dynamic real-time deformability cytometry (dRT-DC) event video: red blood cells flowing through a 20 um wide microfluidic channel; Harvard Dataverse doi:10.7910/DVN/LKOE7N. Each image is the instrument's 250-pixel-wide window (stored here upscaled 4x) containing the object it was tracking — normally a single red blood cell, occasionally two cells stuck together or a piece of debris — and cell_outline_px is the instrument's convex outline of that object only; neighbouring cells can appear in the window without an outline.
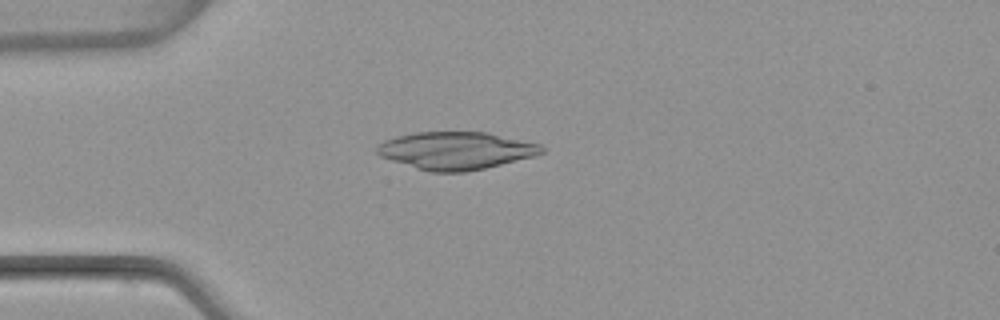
{"species": "common noctule bat (a hibernating species)", "species_latin": "Nyctalus noctula", "temperature_condition": "warm", "stored_images_in_passage": 50, "camera_frame_rate_fps": 3000, "um_per_image_px": 0.085, "animal": {"sex": "female", "body_mass_g": 22.7, "forearm_length_mm": 54.2}, "frame": {"image": 1, "passage_image": 13, "time_ms": 4.0, "image_size_px": [1000, 320], "cell_outline_px": [[544, 152], [536, 156], [468, 172], [432, 172], [416, 168], [380, 156], [376, 152], [376, 144], [384, 140], [396, 136], [416, 132], [488, 132], [540, 144], [544, 148]], "centroid_in_image_um": [38.76, 12.8], "position_along_channel_um": 46.2, "area_um2": 36.18}}
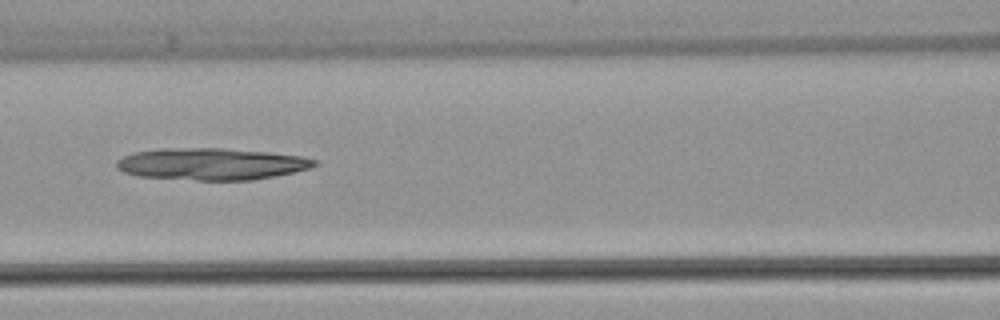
{"frame": {"image": 2, "passage_image": 22, "time_ms": 7.0, "image_size_px": [1000, 320], "cell_outline_px": [[320, 160], [316, 164], [308, 168], [292, 172], [252, 180], [196, 180], [140, 176], [124, 172], [116, 168], [116, 160], [124, 156], [136, 152], [160, 148], [224, 148], [268, 152], [304, 156]], "centroid_in_image_um": [17.97, 13.93], "position_along_channel_um": 148.6, "area_um2": 36.65}}
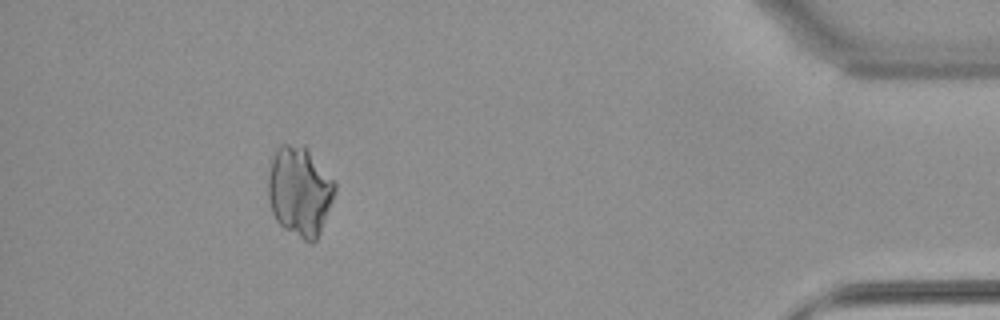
{"frame": {"image": 3, "passage_image": 46, "time_ms": 15.0, "image_size_px": [1000, 320], "cell_outline_px": [[336, 192], [320, 232], [316, 240], [312, 244], [304, 240], [284, 228], [276, 220], [272, 212], [268, 200], [268, 176], [272, 160], [276, 148], [280, 144], [304, 144], [308, 148], [336, 184]], "centroid_in_image_um": [25.47, 16.24], "position_along_channel_um": 409.7, "area_um2": 34.97}}